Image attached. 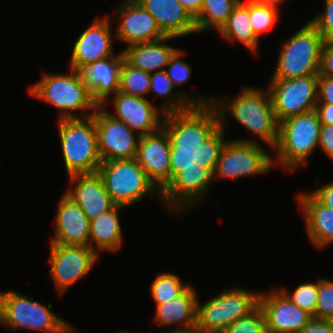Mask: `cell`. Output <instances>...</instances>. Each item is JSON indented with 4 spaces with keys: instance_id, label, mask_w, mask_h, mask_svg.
I'll use <instances>...</instances> for the list:
<instances>
[{
    "instance_id": "24",
    "label": "cell",
    "mask_w": 333,
    "mask_h": 333,
    "mask_svg": "<svg viewBox=\"0 0 333 333\" xmlns=\"http://www.w3.org/2000/svg\"><path fill=\"white\" fill-rule=\"evenodd\" d=\"M197 295L195 288L190 284L179 296L169 302L156 304V324L166 328L176 325L175 330L196 326Z\"/></svg>"
},
{
    "instance_id": "37",
    "label": "cell",
    "mask_w": 333,
    "mask_h": 333,
    "mask_svg": "<svg viewBox=\"0 0 333 333\" xmlns=\"http://www.w3.org/2000/svg\"><path fill=\"white\" fill-rule=\"evenodd\" d=\"M318 75L333 78V42H324L321 49L320 70Z\"/></svg>"
},
{
    "instance_id": "21",
    "label": "cell",
    "mask_w": 333,
    "mask_h": 333,
    "mask_svg": "<svg viewBox=\"0 0 333 333\" xmlns=\"http://www.w3.org/2000/svg\"><path fill=\"white\" fill-rule=\"evenodd\" d=\"M124 59L121 51L113 57L97 60L79 70L98 106H106L108 97L119 91L120 69Z\"/></svg>"
},
{
    "instance_id": "42",
    "label": "cell",
    "mask_w": 333,
    "mask_h": 333,
    "mask_svg": "<svg viewBox=\"0 0 333 333\" xmlns=\"http://www.w3.org/2000/svg\"><path fill=\"white\" fill-rule=\"evenodd\" d=\"M315 110L318 113L321 125H333L332 104L317 103Z\"/></svg>"
},
{
    "instance_id": "17",
    "label": "cell",
    "mask_w": 333,
    "mask_h": 333,
    "mask_svg": "<svg viewBox=\"0 0 333 333\" xmlns=\"http://www.w3.org/2000/svg\"><path fill=\"white\" fill-rule=\"evenodd\" d=\"M112 19L96 18L76 39L70 59V68L79 71L97 60L113 57Z\"/></svg>"
},
{
    "instance_id": "36",
    "label": "cell",
    "mask_w": 333,
    "mask_h": 333,
    "mask_svg": "<svg viewBox=\"0 0 333 333\" xmlns=\"http://www.w3.org/2000/svg\"><path fill=\"white\" fill-rule=\"evenodd\" d=\"M325 6L322 13L309 22L318 30L324 42H333V0H325Z\"/></svg>"
},
{
    "instance_id": "10",
    "label": "cell",
    "mask_w": 333,
    "mask_h": 333,
    "mask_svg": "<svg viewBox=\"0 0 333 333\" xmlns=\"http://www.w3.org/2000/svg\"><path fill=\"white\" fill-rule=\"evenodd\" d=\"M260 292L234 287L201 304L197 300V326L209 333H221L259 306Z\"/></svg>"
},
{
    "instance_id": "20",
    "label": "cell",
    "mask_w": 333,
    "mask_h": 333,
    "mask_svg": "<svg viewBox=\"0 0 333 333\" xmlns=\"http://www.w3.org/2000/svg\"><path fill=\"white\" fill-rule=\"evenodd\" d=\"M68 177L69 185L72 186L68 187L65 194L80 206L90 221L116 205L104 188L103 181L97 172Z\"/></svg>"
},
{
    "instance_id": "46",
    "label": "cell",
    "mask_w": 333,
    "mask_h": 333,
    "mask_svg": "<svg viewBox=\"0 0 333 333\" xmlns=\"http://www.w3.org/2000/svg\"><path fill=\"white\" fill-rule=\"evenodd\" d=\"M117 333H133V332H129V331H120V332H117Z\"/></svg>"
},
{
    "instance_id": "30",
    "label": "cell",
    "mask_w": 333,
    "mask_h": 333,
    "mask_svg": "<svg viewBox=\"0 0 333 333\" xmlns=\"http://www.w3.org/2000/svg\"><path fill=\"white\" fill-rule=\"evenodd\" d=\"M189 285L182 284L177 275L163 272L153 280L150 293L155 304L167 303L179 296Z\"/></svg>"
},
{
    "instance_id": "44",
    "label": "cell",
    "mask_w": 333,
    "mask_h": 333,
    "mask_svg": "<svg viewBox=\"0 0 333 333\" xmlns=\"http://www.w3.org/2000/svg\"><path fill=\"white\" fill-rule=\"evenodd\" d=\"M163 333H209V332L202 330L196 325L189 329H181V330L172 329V330H167L166 332Z\"/></svg>"
},
{
    "instance_id": "22",
    "label": "cell",
    "mask_w": 333,
    "mask_h": 333,
    "mask_svg": "<svg viewBox=\"0 0 333 333\" xmlns=\"http://www.w3.org/2000/svg\"><path fill=\"white\" fill-rule=\"evenodd\" d=\"M155 19L165 36L181 38L197 33L195 20L178 0H136Z\"/></svg>"
},
{
    "instance_id": "9",
    "label": "cell",
    "mask_w": 333,
    "mask_h": 333,
    "mask_svg": "<svg viewBox=\"0 0 333 333\" xmlns=\"http://www.w3.org/2000/svg\"><path fill=\"white\" fill-rule=\"evenodd\" d=\"M323 38L308 21L286 39L279 52L271 79H293L319 74Z\"/></svg>"
},
{
    "instance_id": "16",
    "label": "cell",
    "mask_w": 333,
    "mask_h": 333,
    "mask_svg": "<svg viewBox=\"0 0 333 333\" xmlns=\"http://www.w3.org/2000/svg\"><path fill=\"white\" fill-rule=\"evenodd\" d=\"M267 333H299L313 316L292 303L279 289L260 292Z\"/></svg>"
},
{
    "instance_id": "34",
    "label": "cell",
    "mask_w": 333,
    "mask_h": 333,
    "mask_svg": "<svg viewBox=\"0 0 333 333\" xmlns=\"http://www.w3.org/2000/svg\"><path fill=\"white\" fill-rule=\"evenodd\" d=\"M313 318L333 320V280H318L317 305Z\"/></svg>"
},
{
    "instance_id": "11",
    "label": "cell",
    "mask_w": 333,
    "mask_h": 333,
    "mask_svg": "<svg viewBox=\"0 0 333 333\" xmlns=\"http://www.w3.org/2000/svg\"><path fill=\"white\" fill-rule=\"evenodd\" d=\"M318 74L293 79H271L267 89L277 122L312 111L318 102Z\"/></svg>"
},
{
    "instance_id": "25",
    "label": "cell",
    "mask_w": 333,
    "mask_h": 333,
    "mask_svg": "<svg viewBox=\"0 0 333 333\" xmlns=\"http://www.w3.org/2000/svg\"><path fill=\"white\" fill-rule=\"evenodd\" d=\"M176 37L165 36L164 38L127 46L122 50L125 60L133 67L152 73L165 70L169 59L178 49L166 45L167 41Z\"/></svg>"
},
{
    "instance_id": "28",
    "label": "cell",
    "mask_w": 333,
    "mask_h": 333,
    "mask_svg": "<svg viewBox=\"0 0 333 333\" xmlns=\"http://www.w3.org/2000/svg\"><path fill=\"white\" fill-rule=\"evenodd\" d=\"M240 0H203L200 14L194 19L197 32L217 30L226 23Z\"/></svg>"
},
{
    "instance_id": "43",
    "label": "cell",
    "mask_w": 333,
    "mask_h": 333,
    "mask_svg": "<svg viewBox=\"0 0 333 333\" xmlns=\"http://www.w3.org/2000/svg\"><path fill=\"white\" fill-rule=\"evenodd\" d=\"M187 13L195 19L201 11L203 0H178Z\"/></svg>"
},
{
    "instance_id": "14",
    "label": "cell",
    "mask_w": 333,
    "mask_h": 333,
    "mask_svg": "<svg viewBox=\"0 0 333 333\" xmlns=\"http://www.w3.org/2000/svg\"><path fill=\"white\" fill-rule=\"evenodd\" d=\"M175 86L167 76L165 70L150 73V90L158 97L163 98L161 110L170 119H181L200 124L204 116L210 111L213 104V96L193 97L184 92L174 91ZM207 98V99H206Z\"/></svg>"
},
{
    "instance_id": "7",
    "label": "cell",
    "mask_w": 333,
    "mask_h": 333,
    "mask_svg": "<svg viewBox=\"0 0 333 333\" xmlns=\"http://www.w3.org/2000/svg\"><path fill=\"white\" fill-rule=\"evenodd\" d=\"M320 128L315 109L279 122L278 141L273 149L277 154L274 163L291 171L307 165V159L318 148Z\"/></svg>"
},
{
    "instance_id": "41",
    "label": "cell",
    "mask_w": 333,
    "mask_h": 333,
    "mask_svg": "<svg viewBox=\"0 0 333 333\" xmlns=\"http://www.w3.org/2000/svg\"><path fill=\"white\" fill-rule=\"evenodd\" d=\"M320 203L333 209V182L316 188L310 192Z\"/></svg>"
},
{
    "instance_id": "27",
    "label": "cell",
    "mask_w": 333,
    "mask_h": 333,
    "mask_svg": "<svg viewBox=\"0 0 333 333\" xmlns=\"http://www.w3.org/2000/svg\"><path fill=\"white\" fill-rule=\"evenodd\" d=\"M230 43L239 41L249 51L255 53L258 50L259 39L256 37L249 17V0H240L233 8L226 23L217 32Z\"/></svg>"
},
{
    "instance_id": "32",
    "label": "cell",
    "mask_w": 333,
    "mask_h": 333,
    "mask_svg": "<svg viewBox=\"0 0 333 333\" xmlns=\"http://www.w3.org/2000/svg\"><path fill=\"white\" fill-rule=\"evenodd\" d=\"M292 303L312 316L315 315L318 294V281L305 282L297 286L292 292L285 288L279 289Z\"/></svg>"
},
{
    "instance_id": "8",
    "label": "cell",
    "mask_w": 333,
    "mask_h": 333,
    "mask_svg": "<svg viewBox=\"0 0 333 333\" xmlns=\"http://www.w3.org/2000/svg\"><path fill=\"white\" fill-rule=\"evenodd\" d=\"M52 309L39 301H33L32 296L21 295L9 290L0 292V325L7 329L34 330L43 333H73L75 327L68 321L57 316Z\"/></svg>"
},
{
    "instance_id": "33",
    "label": "cell",
    "mask_w": 333,
    "mask_h": 333,
    "mask_svg": "<svg viewBox=\"0 0 333 333\" xmlns=\"http://www.w3.org/2000/svg\"><path fill=\"white\" fill-rule=\"evenodd\" d=\"M221 333H267L262 309L258 306L249 315L233 322Z\"/></svg>"
},
{
    "instance_id": "45",
    "label": "cell",
    "mask_w": 333,
    "mask_h": 333,
    "mask_svg": "<svg viewBox=\"0 0 333 333\" xmlns=\"http://www.w3.org/2000/svg\"><path fill=\"white\" fill-rule=\"evenodd\" d=\"M254 1L261 4H270L280 7V4H282L285 0H254Z\"/></svg>"
},
{
    "instance_id": "35",
    "label": "cell",
    "mask_w": 333,
    "mask_h": 333,
    "mask_svg": "<svg viewBox=\"0 0 333 333\" xmlns=\"http://www.w3.org/2000/svg\"><path fill=\"white\" fill-rule=\"evenodd\" d=\"M185 53L177 49L169 59L165 68L167 76L171 79L175 87H180L186 83L191 77V67L188 63L180 60Z\"/></svg>"
},
{
    "instance_id": "29",
    "label": "cell",
    "mask_w": 333,
    "mask_h": 333,
    "mask_svg": "<svg viewBox=\"0 0 333 333\" xmlns=\"http://www.w3.org/2000/svg\"><path fill=\"white\" fill-rule=\"evenodd\" d=\"M150 90V73L133 67L125 59L120 69L119 92L146 98Z\"/></svg>"
},
{
    "instance_id": "38",
    "label": "cell",
    "mask_w": 333,
    "mask_h": 333,
    "mask_svg": "<svg viewBox=\"0 0 333 333\" xmlns=\"http://www.w3.org/2000/svg\"><path fill=\"white\" fill-rule=\"evenodd\" d=\"M333 105V78L318 76V102Z\"/></svg>"
},
{
    "instance_id": "13",
    "label": "cell",
    "mask_w": 333,
    "mask_h": 333,
    "mask_svg": "<svg viewBox=\"0 0 333 333\" xmlns=\"http://www.w3.org/2000/svg\"><path fill=\"white\" fill-rule=\"evenodd\" d=\"M98 258L96 251L87 246L50 244V273L57 291L63 294L86 276Z\"/></svg>"
},
{
    "instance_id": "40",
    "label": "cell",
    "mask_w": 333,
    "mask_h": 333,
    "mask_svg": "<svg viewBox=\"0 0 333 333\" xmlns=\"http://www.w3.org/2000/svg\"><path fill=\"white\" fill-rule=\"evenodd\" d=\"M299 333H333V320H312Z\"/></svg>"
},
{
    "instance_id": "19",
    "label": "cell",
    "mask_w": 333,
    "mask_h": 333,
    "mask_svg": "<svg viewBox=\"0 0 333 333\" xmlns=\"http://www.w3.org/2000/svg\"><path fill=\"white\" fill-rule=\"evenodd\" d=\"M90 220L65 193L57 204L55 234L50 244L89 247Z\"/></svg>"
},
{
    "instance_id": "4",
    "label": "cell",
    "mask_w": 333,
    "mask_h": 333,
    "mask_svg": "<svg viewBox=\"0 0 333 333\" xmlns=\"http://www.w3.org/2000/svg\"><path fill=\"white\" fill-rule=\"evenodd\" d=\"M98 175L103 181L104 188L116 205L126 208L139 202L148 195H156L168 211L173 213L180 210L154 185L147 177L144 169L137 160H111L101 162ZM158 195V197H157ZM172 210V211H171Z\"/></svg>"
},
{
    "instance_id": "3",
    "label": "cell",
    "mask_w": 333,
    "mask_h": 333,
    "mask_svg": "<svg viewBox=\"0 0 333 333\" xmlns=\"http://www.w3.org/2000/svg\"><path fill=\"white\" fill-rule=\"evenodd\" d=\"M226 100L214 96L212 107L203 121L217 134L225 136L226 122L228 123L226 119L228 115H232L237 123L274 149L278 141L279 123L276 120L267 87L260 90L246 86L236 95V98Z\"/></svg>"
},
{
    "instance_id": "12",
    "label": "cell",
    "mask_w": 333,
    "mask_h": 333,
    "mask_svg": "<svg viewBox=\"0 0 333 333\" xmlns=\"http://www.w3.org/2000/svg\"><path fill=\"white\" fill-rule=\"evenodd\" d=\"M93 116L102 162L134 159L141 136H136L128 125L110 115L105 106H98Z\"/></svg>"
},
{
    "instance_id": "23",
    "label": "cell",
    "mask_w": 333,
    "mask_h": 333,
    "mask_svg": "<svg viewBox=\"0 0 333 333\" xmlns=\"http://www.w3.org/2000/svg\"><path fill=\"white\" fill-rule=\"evenodd\" d=\"M296 197L312 245L323 249L333 244V209L320 203L310 192H300Z\"/></svg>"
},
{
    "instance_id": "18",
    "label": "cell",
    "mask_w": 333,
    "mask_h": 333,
    "mask_svg": "<svg viewBox=\"0 0 333 333\" xmlns=\"http://www.w3.org/2000/svg\"><path fill=\"white\" fill-rule=\"evenodd\" d=\"M115 12L114 17L119 19L115 35L128 46L165 37L155 19L136 0H124Z\"/></svg>"
},
{
    "instance_id": "15",
    "label": "cell",
    "mask_w": 333,
    "mask_h": 333,
    "mask_svg": "<svg viewBox=\"0 0 333 333\" xmlns=\"http://www.w3.org/2000/svg\"><path fill=\"white\" fill-rule=\"evenodd\" d=\"M113 96L115 113L109 114L124 122L137 135L154 133L170 120L161 108L155 107L147 98L126 95L119 91Z\"/></svg>"
},
{
    "instance_id": "1",
    "label": "cell",
    "mask_w": 333,
    "mask_h": 333,
    "mask_svg": "<svg viewBox=\"0 0 333 333\" xmlns=\"http://www.w3.org/2000/svg\"><path fill=\"white\" fill-rule=\"evenodd\" d=\"M199 124L170 119L142 135L135 159L154 185L181 211L195 190V135Z\"/></svg>"
},
{
    "instance_id": "6",
    "label": "cell",
    "mask_w": 333,
    "mask_h": 333,
    "mask_svg": "<svg viewBox=\"0 0 333 333\" xmlns=\"http://www.w3.org/2000/svg\"><path fill=\"white\" fill-rule=\"evenodd\" d=\"M57 121L68 176L96 173L102 160L98 152L94 116L62 118Z\"/></svg>"
},
{
    "instance_id": "26",
    "label": "cell",
    "mask_w": 333,
    "mask_h": 333,
    "mask_svg": "<svg viewBox=\"0 0 333 333\" xmlns=\"http://www.w3.org/2000/svg\"><path fill=\"white\" fill-rule=\"evenodd\" d=\"M122 208L125 209V206L115 205L109 211L90 221L89 247L98 255L102 251L116 252L123 246L122 229L118 216V211Z\"/></svg>"
},
{
    "instance_id": "31",
    "label": "cell",
    "mask_w": 333,
    "mask_h": 333,
    "mask_svg": "<svg viewBox=\"0 0 333 333\" xmlns=\"http://www.w3.org/2000/svg\"><path fill=\"white\" fill-rule=\"evenodd\" d=\"M279 7L249 0V17L256 37L275 27L278 22Z\"/></svg>"
},
{
    "instance_id": "39",
    "label": "cell",
    "mask_w": 333,
    "mask_h": 333,
    "mask_svg": "<svg viewBox=\"0 0 333 333\" xmlns=\"http://www.w3.org/2000/svg\"><path fill=\"white\" fill-rule=\"evenodd\" d=\"M318 147L333 161V125H321Z\"/></svg>"
},
{
    "instance_id": "5",
    "label": "cell",
    "mask_w": 333,
    "mask_h": 333,
    "mask_svg": "<svg viewBox=\"0 0 333 333\" xmlns=\"http://www.w3.org/2000/svg\"><path fill=\"white\" fill-rule=\"evenodd\" d=\"M70 70V74L44 73L38 82L30 86L29 94L58 108L61 111L58 119L92 116L98 104L92 99L80 72ZM77 111H80L79 115Z\"/></svg>"
},
{
    "instance_id": "2",
    "label": "cell",
    "mask_w": 333,
    "mask_h": 333,
    "mask_svg": "<svg viewBox=\"0 0 333 333\" xmlns=\"http://www.w3.org/2000/svg\"><path fill=\"white\" fill-rule=\"evenodd\" d=\"M273 159L254 139L226 141L224 136L202 121L195 135L194 195L182 211L204 201L215 178L239 179L250 175H267L274 166Z\"/></svg>"
}]
</instances>
